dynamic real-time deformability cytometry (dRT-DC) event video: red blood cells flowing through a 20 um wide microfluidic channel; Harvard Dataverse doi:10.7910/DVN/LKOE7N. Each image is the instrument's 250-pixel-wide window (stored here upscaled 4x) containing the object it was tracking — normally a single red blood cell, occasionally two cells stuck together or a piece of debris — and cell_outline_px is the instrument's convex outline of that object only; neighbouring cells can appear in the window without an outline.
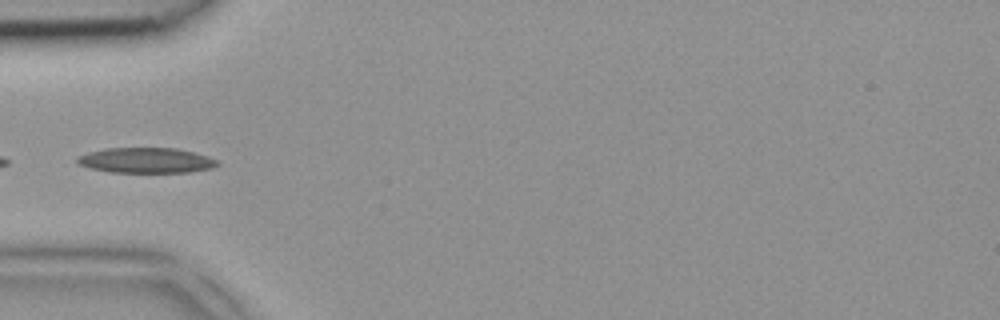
{"species": "common noctule bat (a hibernating species)", "species_latin": "Nyctalus noctula", "temperature_condition": "room temperature", "stored_images_in_passage": 3, "camera_frame_rate_fps": 3000, "um_per_image_px": 0.085, "animal": {"sex": "female", "body_mass_g": 18.4}, "frame": {"image": 1, "passage_image": 3, "time_ms": 0.667, "image_size_px": [1000, 320], "cell_outline_px": [[220, 164], [212, 168], [188, 172], [112, 172], [92, 168], [76, 164], [76, 156], [88, 152], [104, 148], [176, 148], [208, 156], [220, 160]], "centroid_in_image_um": [12.42, 13.62], "position_along_channel_um": 72.6, "area_um2": 20.75}}